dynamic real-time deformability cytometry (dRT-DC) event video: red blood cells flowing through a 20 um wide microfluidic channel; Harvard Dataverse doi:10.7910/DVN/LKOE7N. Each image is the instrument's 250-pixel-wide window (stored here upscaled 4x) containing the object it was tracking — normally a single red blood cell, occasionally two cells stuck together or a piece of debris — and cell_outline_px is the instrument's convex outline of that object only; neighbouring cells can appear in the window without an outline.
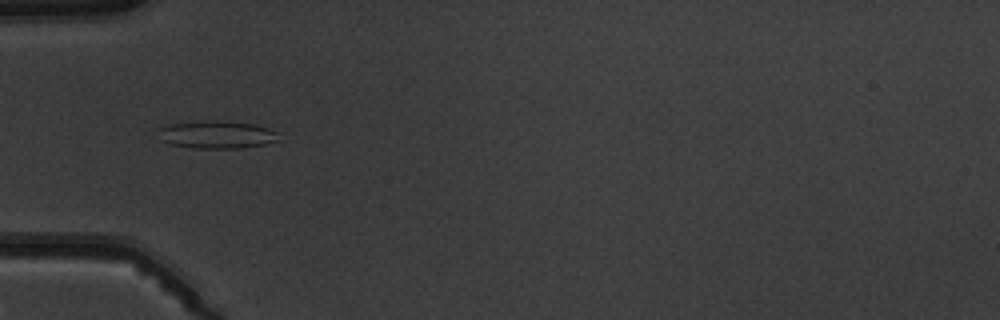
{"species": "common noctule bat (a hibernating species)", "species_latin": "Nyctalus noctula", "temperature_condition": "warm", "stored_images_in_passage": 7, "camera_frame_rate_fps": 3000, "um_per_image_px": 0.085, "animal": {"sex": "male", "body_mass_g": 19.5, "forearm_length_mm": 54.6}, "frame": {"image": 1, "passage_image": 5, "time_ms": 4.667, "image_size_px": [1000, 320], "cell_outline_px": [[276, 140], [264, 144], [244, 148], [192, 148], [168, 144], [160, 140], [160, 128], [168, 124], [208, 120], [216, 120], [252, 124], [268, 128], [276, 132]], "centroid_in_image_um": [18.36, 11.45], "position_along_channel_um": 66.6, "area_um2": 19.25}}
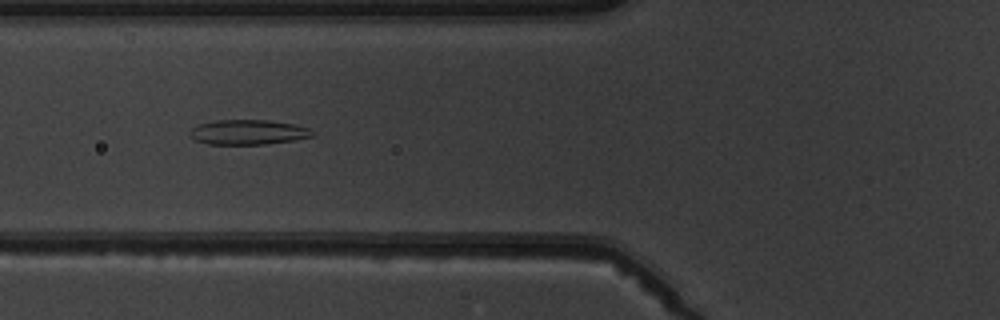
{"frame": {"image": 2, "passage_image": 6, "time_ms": 5.667, "image_size_px": [1000, 320], "cell_outline_px": [[312, 136], [292, 140], [264, 144], [208, 144], [196, 140], [188, 136], [188, 132], [192, 128], [200, 124], [216, 120], [268, 120], [292, 124], [308, 128], [312, 132]], "centroid_in_image_um": [21.02, 11.23], "position_along_channel_um": 104.8, "area_um2": 17.51}}
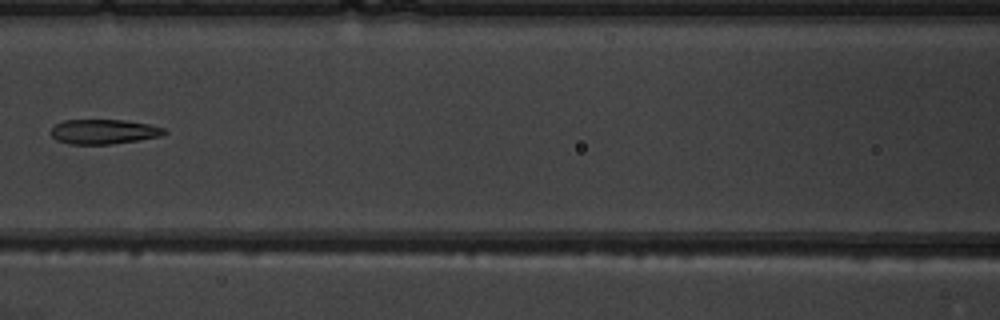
{"frame": {"image": 3, "passage_image": 7, "time_ms": 7.0, "image_size_px": [1000, 320], "cell_outline_px": [[168, 132], [160, 136], [112, 144], [68, 144], [56, 140], [52, 136], [52, 128], [56, 124], [64, 120], [124, 120], [148, 124], [164, 128]], "centroid_in_image_um": [8.81, 11.19], "position_along_channel_um": 157.8, "area_um2": 16.18}}